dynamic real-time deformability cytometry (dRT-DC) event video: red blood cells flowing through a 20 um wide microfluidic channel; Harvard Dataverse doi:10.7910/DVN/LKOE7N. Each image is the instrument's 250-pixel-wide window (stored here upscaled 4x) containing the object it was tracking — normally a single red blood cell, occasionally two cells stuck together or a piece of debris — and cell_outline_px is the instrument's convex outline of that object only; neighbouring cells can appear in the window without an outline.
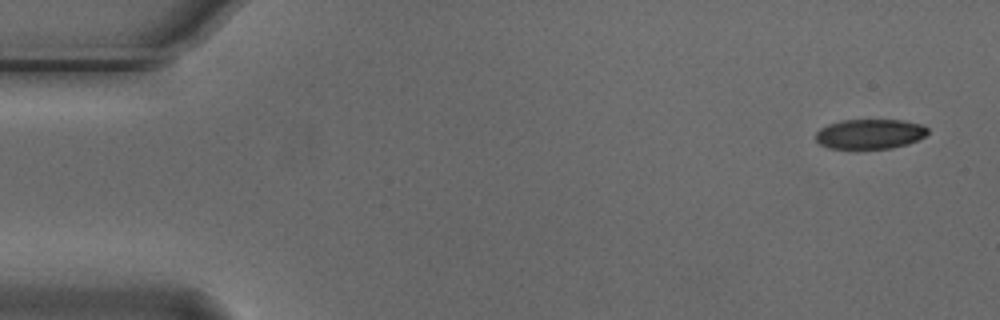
{"species": "Egyptian fruit bat (a non-hibernating species)", "species_latin": "Rousettus aegyptiacus", "temperature_condition": "cold", "stored_images_in_passage": 5, "camera_frame_rate_fps": 3000, "um_per_image_px": 0.085, "animal": {"sex": "male"}, "frame": {"image": 1, "passage_image": 1, "time_ms": 0.0, "image_size_px": [1000, 320], "cell_outline_px": [[928, 132], [924, 136], [908, 144], [892, 148], [828, 148], [820, 144], [816, 140], [816, 132], [820, 128], [828, 124], [844, 120], [904, 120], [920, 124], [928, 128]], "centroid_in_image_um": [73.93, 11.38], "position_along_channel_um": 11.1, "area_um2": 19.36}}